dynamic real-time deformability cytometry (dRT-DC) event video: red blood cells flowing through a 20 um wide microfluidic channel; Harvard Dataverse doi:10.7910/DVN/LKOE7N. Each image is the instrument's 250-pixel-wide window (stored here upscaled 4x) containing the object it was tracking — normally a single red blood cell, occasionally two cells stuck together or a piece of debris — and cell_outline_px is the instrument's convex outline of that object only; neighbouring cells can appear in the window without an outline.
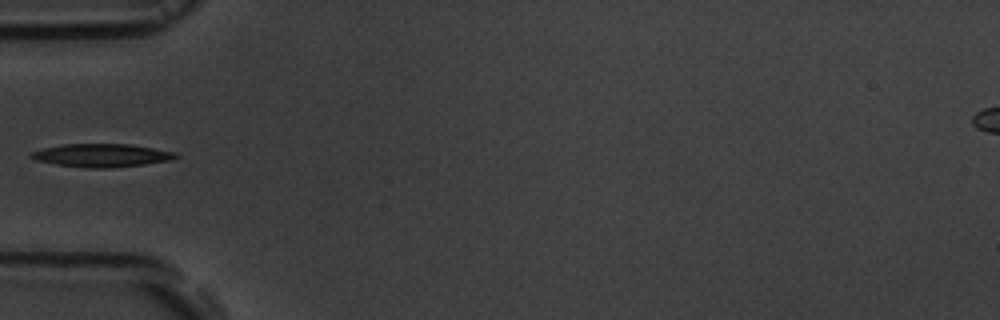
{"species": "common noctule bat (a hibernating species)", "species_latin": "Nyctalus noctula", "temperature_condition": "room temperature", "stored_images_in_passage": 17, "camera_frame_rate_fps": 3000, "um_per_image_px": 0.085, "animal": {"sex": "male", "body_mass_g": 19.5, "forearm_length_mm": 54.6}, "frame": {"image": 1, "passage_image": 6, "time_ms": 5.667, "image_size_px": [1000, 320], "cell_outline_px": [[180, 156], [172, 160], [144, 164], [112, 168], [88, 168], [56, 164], [36, 160], [28, 156], [32, 152], [44, 148], [64, 144], [128, 144], [176, 152]], "centroid_in_image_um": [8.66, 13.21], "position_along_channel_um": 76.3, "area_um2": 19.42}}
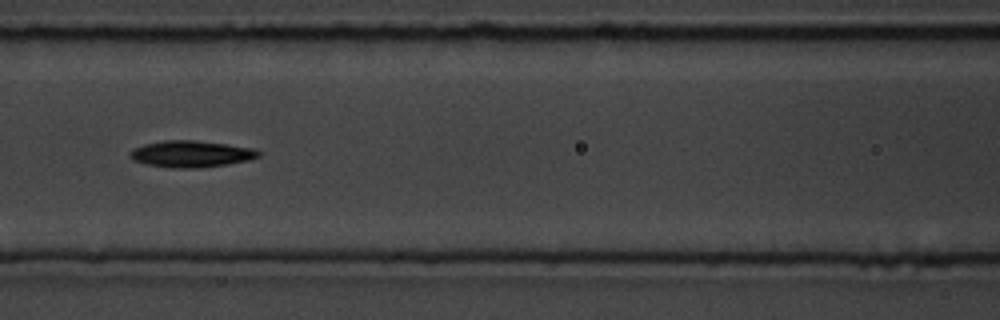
{"frame": {"image": 2, "passage_image": 8, "time_ms": 7.667, "image_size_px": [1000, 320], "cell_outline_px": [[264, 152], [260, 156], [248, 160], [228, 164], [196, 168], [172, 168], [148, 164], [132, 160], [128, 156], [128, 152], [132, 148], [144, 144], [164, 140], [196, 140], [228, 144], [256, 148]], "centroid_in_image_um": [16.26, 13.07], "position_along_channel_um": 150.3, "area_um2": 20.23}}
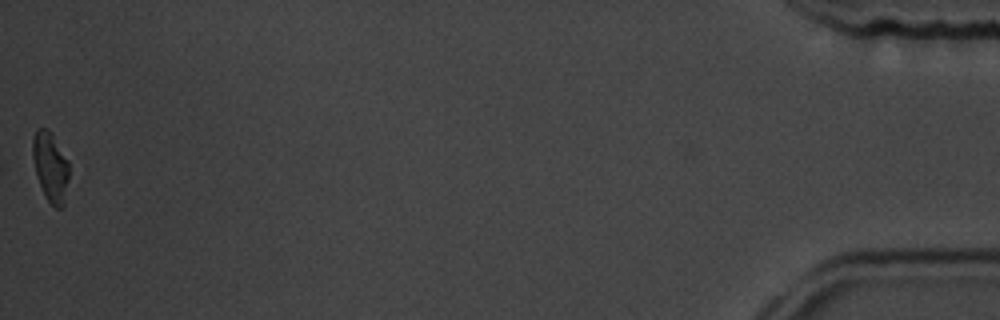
{"frame": {"image": 3, "passage_image": 17, "time_ms": 18.0, "image_size_px": [1000, 320], "cell_outline_px": [[68, 180], [64, 204], [60, 208], [56, 208], [44, 196], [36, 176], [32, 156], [32, 140], [36, 128], [48, 128], [68, 160]], "centroid_in_image_um": [4.26, 14.17], "position_along_channel_um": 430.9, "area_um2": 14.8}, "authors_computed_cell_mechanics": {"area_um2": 19.9988, "velocity_mm_per_s": 3.6689, "shape_relaxation_time_tau1_ms": 4.2585, "shape_relaxation_time_tau2_ms": null, "deformation_change_tau1": 0.1449, "deformation_change_tau2": null}}